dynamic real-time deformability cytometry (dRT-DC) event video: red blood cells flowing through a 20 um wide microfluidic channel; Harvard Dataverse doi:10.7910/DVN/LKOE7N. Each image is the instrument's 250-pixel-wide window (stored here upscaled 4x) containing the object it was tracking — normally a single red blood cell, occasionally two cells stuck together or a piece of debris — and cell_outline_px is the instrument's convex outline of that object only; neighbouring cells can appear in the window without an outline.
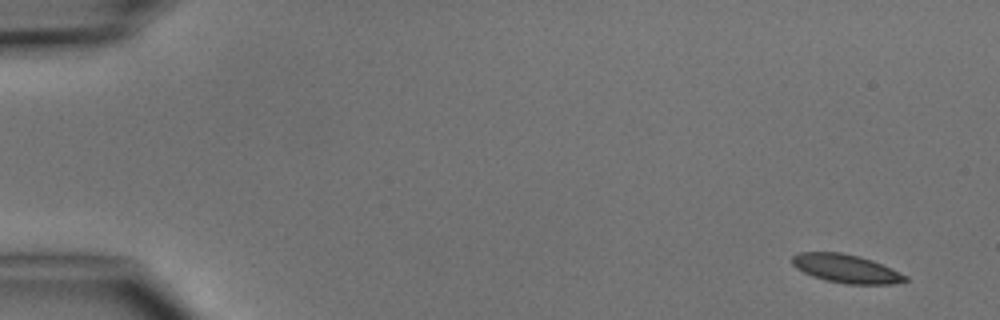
{"species": "common noctule bat (a hibernating species)", "species_latin": "Nyctalus noctula", "temperature_condition": "cold", "stored_images_in_passage": 5, "camera_frame_rate_fps": 3000, "um_per_image_px": 0.085, "animal": {"sex": "male", "body_mass_g": 15.6}, "frame": {"image": 1, "passage_image": 1, "time_ms": 0.0, "image_size_px": [1000, 320], "cell_outline_px": [[908, 280], [892, 284], [848, 284], [824, 280], [812, 276], [796, 268], [792, 264], [792, 256], [800, 252], [840, 252], [860, 256], [872, 260], [892, 268], [908, 276]], "centroid_in_image_um": [71.92, 22.83], "position_along_channel_um": 13.1, "area_um2": 18.84}}
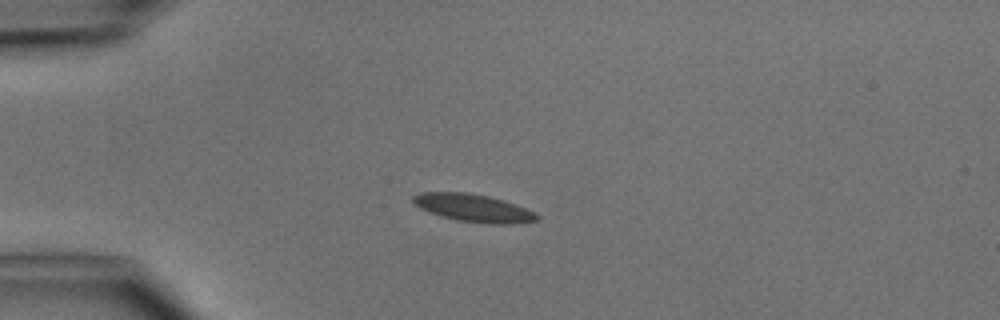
{"frame": {"image": 2, "passage_image": 4, "time_ms": 3.333, "image_size_px": [1000, 320], "cell_outline_px": [[540, 216], [536, 220], [512, 224], [488, 224], [456, 220], [440, 216], [428, 212], [412, 204], [412, 196], [420, 192], [468, 192], [488, 196], [504, 200], [536, 212]], "centroid_in_image_um": [40.2, 17.67], "position_along_channel_um": 44.8, "area_um2": 20.23}}